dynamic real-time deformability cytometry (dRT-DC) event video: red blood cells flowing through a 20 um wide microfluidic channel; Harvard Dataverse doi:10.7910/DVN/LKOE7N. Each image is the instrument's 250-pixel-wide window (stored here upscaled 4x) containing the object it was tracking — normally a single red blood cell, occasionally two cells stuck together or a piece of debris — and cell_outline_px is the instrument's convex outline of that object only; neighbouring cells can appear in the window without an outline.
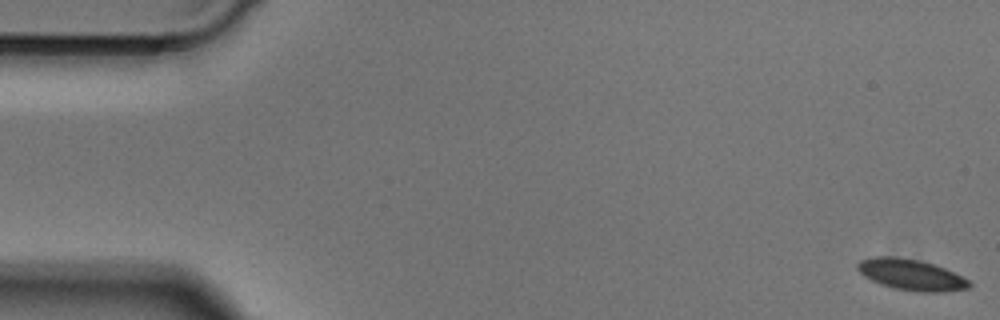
{"species": "Egyptian fruit bat (a non-hibernating species)", "species_latin": "Rousettus aegyptiacus", "temperature_condition": "cold", "stored_images_in_passage": 51, "segment_of_instrument_passage": [1, 2], "camera_frame_rate_fps": 3000, "um_per_image_px": 0.085, "animal": {"sex": "male"}, "frame": {"image": 1, "passage_image": 1, "time_ms": 0.0, "image_size_px": [1000, 320], "cell_outline_px": [[972, 284], [968, 288], [944, 292], [920, 292], [896, 288], [880, 284], [864, 276], [856, 268], [856, 264], [860, 260], [872, 256], [900, 256], [920, 260], [944, 268], [968, 280]], "centroid_in_image_um": [77.4, 23.33], "position_along_channel_um": 7.6, "area_um2": 20.17}}
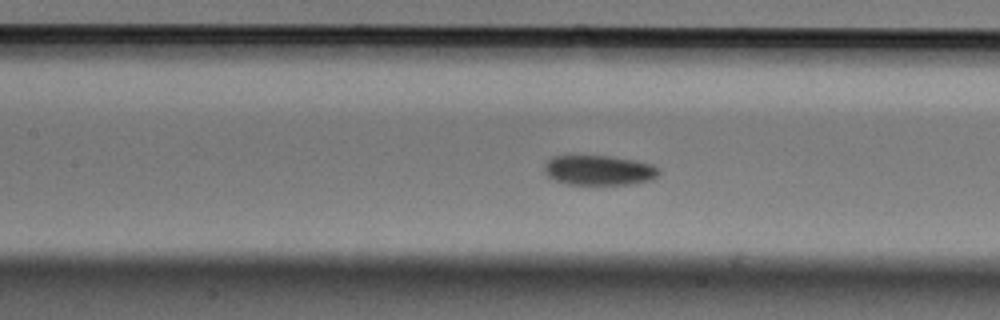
{"frame": {"image": 2, "passage_image": 22, "time_ms": 7.0, "image_size_px": [1000, 320], "cell_outline_px": [[660, 172], [652, 180], [628, 184], [568, 184], [556, 180], [548, 176], [544, 168], [544, 164], [552, 156], [572, 152], [612, 156], [652, 164], [660, 168]], "centroid_in_image_um": [50.85, 14.41], "position_along_channel_um": 156.5, "area_um2": 20.69}}
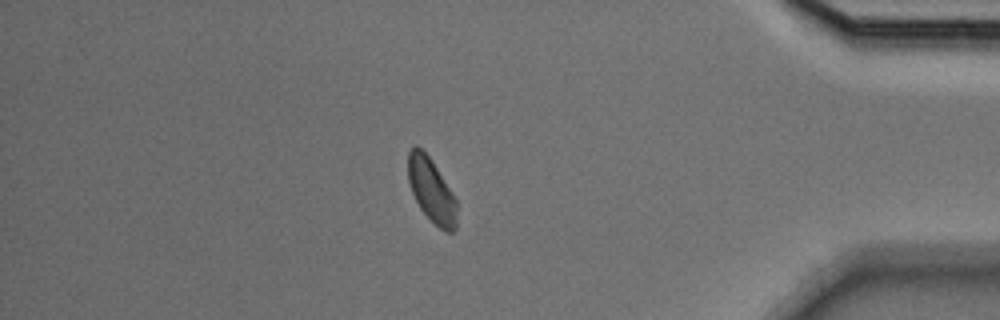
{"frame": {"image": 3, "passage_image": 43, "time_ms": 14.0, "image_size_px": [1000, 320], "cell_outline_px": [[456, 228], [452, 232], [444, 232], [420, 208], [412, 192], [408, 180], [408, 152], [416, 144], [432, 160], [456, 200]], "centroid_in_image_um": [36.66, 16.17], "position_along_channel_um": 398.5, "area_um2": 17.8}}